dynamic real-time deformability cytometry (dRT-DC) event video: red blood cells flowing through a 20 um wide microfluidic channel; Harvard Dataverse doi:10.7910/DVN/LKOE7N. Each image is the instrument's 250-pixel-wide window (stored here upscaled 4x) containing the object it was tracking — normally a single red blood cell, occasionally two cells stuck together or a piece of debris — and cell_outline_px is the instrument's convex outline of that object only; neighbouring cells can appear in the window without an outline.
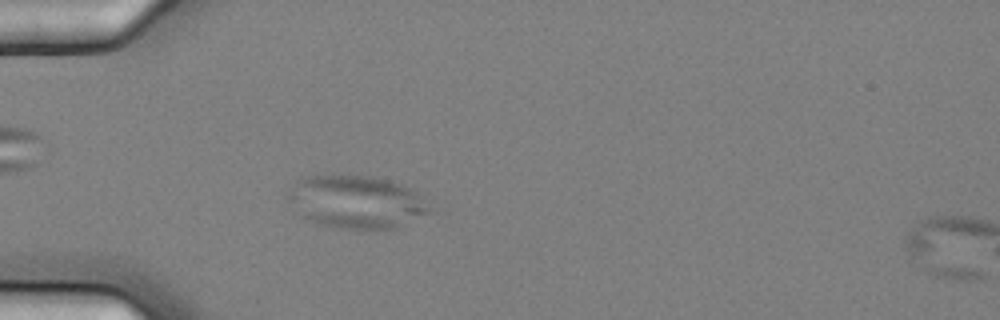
{"species": "common noctule bat (a hibernating species)", "species_latin": "Nyctalus noctula", "temperature_condition": "cold", "stored_images_in_passage": 6, "segment_of_instrument_passage": [1, 2], "camera_frame_rate_fps": 3000, "um_per_image_px": 0.085, "animal": {"sex": "female", "body_mass_g": 25.1}, "frame": {"image": 1, "passage_image": 5, "time_ms": 1.333, "image_size_px": [1000, 320], "cell_outline_px": [[436, 212], [396, 228], [340, 228], [320, 224], [308, 220], [300, 216], [288, 200], [288, 196], [300, 176], [372, 176], [400, 184], [416, 192]], "centroid_in_image_um": [30.33, 17.18], "position_along_channel_um": 54.7, "area_um2": 43.35}}